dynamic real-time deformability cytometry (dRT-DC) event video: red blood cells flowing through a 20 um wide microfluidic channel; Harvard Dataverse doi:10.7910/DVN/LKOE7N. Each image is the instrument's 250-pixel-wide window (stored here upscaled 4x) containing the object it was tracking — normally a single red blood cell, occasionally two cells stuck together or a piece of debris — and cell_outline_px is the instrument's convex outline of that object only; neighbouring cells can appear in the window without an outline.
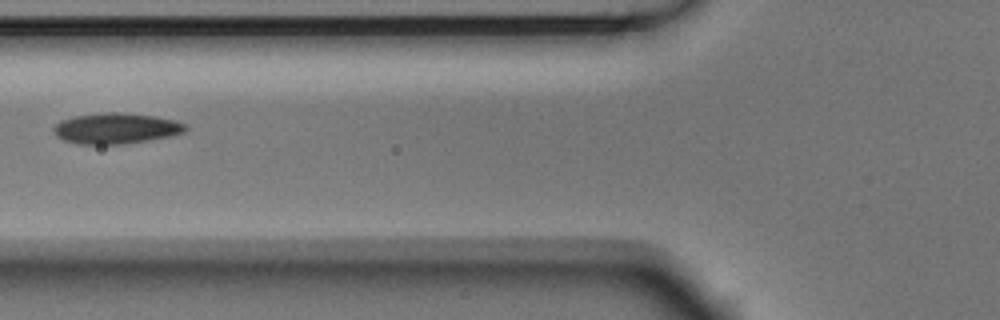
{"species": "Egyptian fruit bat (a non-hibernating species)", "species_latin": "Rousettus aegyptiacus", "temperature_condition": "room temperature", "stored_images_in_passage": 5, "camera_frame_rate_fps": 3000, "um_per_image_px": 0.085, "animal": {"sex": "male"}, "frame": {"image": 1, "passage_image": 5, "time_ms": 1.333, "image_size_px": [1000, 320], "cell_outline_px": [[188, 128], [184, 132], [172, 136], [124, 144], [76, 144], [64, 140], [56, 136], [52, 132], [52, 128], [60, 120], [76, 116], [104, 112], [124, 112], [156, 116], [188, 124]], "centroid_in_image_um": [9.86, 10.91], "position_along_channel_um": 115.9, "area_um2": 23.87}}